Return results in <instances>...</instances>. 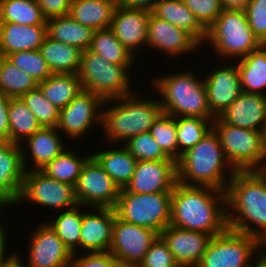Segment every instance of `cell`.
Masks as SVG:
<instances>
[{
    "label": "cell",
    "instance_id": "cell-1",
    "mask_svg": "<svg viewBox=\"0 0 266 267\" xmlns=\"http://www.w3.org/2000/svg\"><path fill=\"white\" fill-rule=\"evenodd\" d=\"M170 225L212 236L228 228L225 191L176 183L171 195Z\"/></svg>",
    "mask_w": 266,
    "mask_h": 267
},
{
    "label": "cell",
    "instance_id": "cell-2",
    "mask_svg": "<svg viewBox=\"0 0 266 267\" xmlns=\"http://www.w3.org/2000/svg\"><path fill=\"white\" fill-rule=\"evenodd\" d=\"M225 194L228 228L266 246V176L261 171H236Z\"/></svg>",
    "mask_w": 266,
    "mask_h": 267
},
{
    "label": "cell",
    "instance_id": "cell-3",
    "mask_svg": "<svg viewBox=\"0 0 266 267\" xmlns=\"http://www.w3.org/2000/svg\"><path fill=\"white\" fill-rule=\"evenodd\" d=\"M226 168L229 171L228 179ZM235 172L214 129L197 145L183 153L177 161V181L188 186H208L226 191Z\"/></svg>",
    "mask_w": 266,
    "mask_h": 267
},
{
    "label": "cell",
    "instance_id": "cell-4",
    "mask_svg": "<svg viewBox=\"0 0 266 267\" xmlns=\"http://www.w3.org/2000/svg\"><path fill=\"white\" fill-rule=\"evenodd\" d=\"M139 95L141 96L133 92L104 101L100 126L107 143L113 141L121 144L124 141L125 144L131 137L150 131L153 123L163 113L159 100H150L149 97L144 100ZM105 106L107 108L104 109Z\"/></svg>",
    "mask_w": 266,
    "mask_h": 267
},
{
    "label": "cell",
    "instance_id": "cell-5",
    "mask_svg": "<svg viewBox=\"0 0 266 267\" xmlns=\"http://www.w3.org/2000/svg\"><path fill=\"white\" fill-rule=\"evenodd\" d=\"M157 78V79H156ZM190 70L153 78L152 85L161 96L163 113L173 117L215 119L211 114L203 79Z\"/></svg>",
    "mask_w": 266,
    "mask_h": 267
},
{
    "label": "cell",
    "instance_id": "cell-6",
    "mask_svg": "<svg viewBox=\"0 0 266 267\" xmlns=\"http://www.w3.org/2000/svg\"><path fill=\"white\" fill-rule=\"evenodd\" d=\"M206 41L223 60L237 58L239 61L262 45L250 28L243 9L224 8L207 29Z\"/></svg>",
    "mask_w": 266,
    "mask_h": 267
},
{
    "label": "cell",
    "instance_id": "cell-7",
    "mask_svg": "<svg viewBox=\"0 0 266 267\" xmlns=\"http://www.w3.org/2000/svg\"><path fill=\"white\" fill-rule=\"evenodd\" d=\"M133 65H117L87 49L82 51L78 77L85 91L104 101L133 93L129 69Z\"/></svg>",
    "mask_w": 266,
    "mask_h": 267
},
{
    "label": "cell",
    "instance_id": "cell-8",
    "mask_svg": "<svg viewBox=\"0 0 266 267\" xmlns=\"http://www.w3.org/2000/svg\"><path fill=\"white\" fill-rule=\"evenodd\" d=\"M213 129L220 137L229 164L236 171H261L265 168L263 131L236 127L220 117L213 120Z\"/></svg>",
    "mask_w": 266,
    "mask_h": 267
},
{
    "label": "cell",
    "instance_id": "cell-9",
    "mask_svg": "<svg viewBox=\"0 0 266 267\" xmlns=\"http://www.w3.org/2000/svg\"><path fill=\"white\" fill-rule=\"evenodd\" d=\"M172 193H133L120 189L116 215L131 224L142 226L160 234L171 219Z\"/></svg>",
    "mask_w": 266,
    "mask_h": 267
},
{
    "label": "cell",
    "instance_id": "cell-10",
    "mask_svg": "<svg viewBox=\"0 0 266 267\" xmlns=\"http://www.w3.org/2000/svg\"><path fill=\"white\" fill-rule=\"evenodd\" d=\"M263 248L258 238L227 228L212 237L197 267H254Z\"/></svg>",
    "mask_w": 266,
    "mask_h": 267
},
{
    "label": "cell",
    "instance_id": "cell-11",
    "mask_svg": "<svg viewBox=\"0 0 266 267\" xmlns=\"http://www.w3.org/2000/svg\"><path fill=\"white\" fill-rule=\"evenodd\" d=\"M30 201L50 209H70L78 205L75 188L47 176L41 170L27 171L16 204Z\"/></svg>",
    "mask_w": 266,
    "mask_h": 267
},
{
    "label": "cell",
    "instance_id": "cell-12",
    "mask_svg": "<svg viewBox=\"0 0 266 267\" xmlns=\"http://www.w3.org/2000/svg\"><path fill=\"white\" fill-rule=\"evenodd\" d=\"M75 188V198L82 208L114 209L120 188L91 156L84 164Z\"/></svg>",
    "mask_w": 266,
    "mask_h": 267
},
{
    "label": "cell",
    "instance_id": "cell-13",
    "mask_svg": "<svg viewBox=\"0 0 266 267\" xmlns=\"http://www.w3.org/2000/svg\"><path fill=\"white\" fill-rule=\"evenodd\" d=\"M104 100L89 91L82 90L66 107L59 110L57 130L65 137L80 139L94 123L102 124ZM92 125V126H91Z\"/></svg>",
    "mask_w": 266,
    "mask_h": 267
},
{
    "label": "cell",
    "instance_id": "cell-14",
    "mask_svg": "<svg viewBox=\"0 0 266 267\" xmlns=\"http://www.w3.org/2000/svg\"><path fill=\"white\" fill-rule=\"evenodd\" d=\"M158 236L156 231L131 224L116 215L109 253L121 264L137 267Z\"/></svg>",
    "mask_w": 266,
    "mask_h": 267
},
{
    "label": "cell",
    "instance_id": "cell-15",
    "mask_svg": "<svg viewBox=\"0 0 266 267\" xmlns=\"http://www.w3.org/2000/svg\"><path fill=\"white\" fill-rule=\"evenodd\" d=\"M175 160L137 161L131 181L125 187L133 193H172L177 183Z\"/></svg>",
    "mask_w": 266,
    "mask_h": 267
},
{
    "label": "cell",
    "instance_id": "cell-16",
    "mask_svg": "<svg viewBox=\"0 0 266 267\" xmlns=\"http://www.w3.org/2000/svg\"><path fill=\"white\" fill-rule=\"evenodd\" d=\"M30 237L26 267H63L72 262L73 253L46 222H41Z\"/></svg>",
    "mask_w": 266,
    "mask_h": 267
},
{
    "label": "cell",
    "instance_id": "cell-17",
    "mask_svg": "<svg viewBox=\"0 0 266 267\" xmlns=\"http://www.w3.org/2000/svg\"><path fill=\"white\" fill-rule=\"evenodd\" d=\"M223 65V66H222ZM216 65L203 78L211 114L216 118L239 97L242 92L240 74L237 65ZM230 65V66H229Z\"/></svg>",
    "mask_w": 266,
    "mask_h": 267
},
{
    "label": "cell",
    "instance_id": "cell-18",
    "mask_svg": "<svg viewBox=\"0 0 266 267\" xmlns=\"http://www.w3.org/2000/svg\"><path fill=\"white\" fill-rule=\"evenodd\" d=\"M159 236L180 267H197L212 235L168 225Z\"/></svg>",
    "mask_w": 266,
    "mask_h": 267
},
{
    "label": "cell",
    "instance_id": "cell-19",
    "mask_svg": "<svg viewBox=\"0 0 266 267\" xmlns=\"http://www.w3.org/2000/svg\"><path fill=\"white\" fill-rule=\"evenodd\" d=\"M151 11L126 8L117 5L114 9L110 29L121 44L133 55L142 45H147L148 20Z\"/></svg>",
    "mask_w": 266,
    "mask_h": 267
},
{
    "label": "cell",
    "instance_id": "cell-20",
    "mask_svg": "<svg viewBox=\"0 0 266 267\" xmlns=\"http://www.w3.org/2000/svg\"><path fill=\"white\" fill-rule=\"evenodd\" d=\"M173 56L196 51L200 44L186 31L174 26L166 20L155 17L152 13L148 20L147 45Z\"/></svg>",
    "mask_w": 266,
    "mask_h": 267
},
{
    "label": "cell",
    "instance_id": "cell-21",
    "mask_svg": "<svg viewBox=\"0 0 266 267\" xmlns=\"http://www.w3.org/2000/svg\"><path fill=\"white\" fill-rule=\"evenodd\" d=\"M25 173L20 145L0 141V206L16 204Z\"/></svg>",
    "mask_w": 266,
    "mask_h": 267
},
{
    "label": "cell",
    "instance_id": "cell-22",
    "mask_svg": "<svg viewBox=\"0 0 266 267\" xmlns=\"http://www.w3.org/2000/svg\"><path fill=\"white\" fill-rule=\"evenodd\" d=\"M91 210L90 212L83 211L80 248L83 251L85 249L86 253L109 252L116 212L112 208L92 207Z\"/></svg>",
    "mask_w": 266,
    "mask_h": 267
},
{
    "label": "cell",
    "instance_id": "cell-23",
    "mask_svg": "<svg viewBox=\"0 0 266 267\" xmlns=\"http://www.w3.org/2000/svg\"><path fill=\"white\" fill-rule=\"evenodd\" d=\"M220 118L243 129L266 130V95L241 92Z\"/></svg>",
    "mask_w": 266,
    "mask_h": 267
},
{
    "label": "cell",
    "instance_id": "cell-24",
    "mask_svg": "<svg viewBox=\"0 0 266 267\" xmlns=\"http://www.w3.org/2000/svg\"><path fill=\"white\" fill-rule=\"evenodd\" d=\"M62 139L56 127H42L35 134L25 139L20 144L25 171L41 170L61 154L65 150V143H63ZM23 144H27L29 155L28 152L24 151ZM28 158L33 163L31 164L33 167H29Z\"/></svg>",
    "mask_w": 266,
    "mask_h": 267
},
{
    "label": "cell",
    "instance_id": "cell-25",
    "mask_svg": "<svg viewBox=\"0 0 266 267\" xmlns=\"http://www.w3.org/2000/svg\"><path fill=\"white\" fill-rule=\"evenodd\" d=\"M47 36V25L0 23V56L18 51L39 50Z\"/></svg>",
    "mask_w": 266,
    "mask_h": 267
},
{
    "label": "cell",
    "instance_id": "cell-26",
    "mask_svg": "<svg viewBox=\"0 0 266 267\" xmlns=\"http://www.w3.org/2000/svg\"><path fill=\"white\" fill-rule=\"evenodd\" d=\"M151 13L189 33L200 45L205 43L207 30L186 7L183 0H159Z\"/></svg>",
    "mask_w": 266,
    "mask_h": 267
},
{
    "label": "cell",
    "instance_id": "cell-27",
    "mask_svg": "<svg viewBox=\"0 0 266 267\" xmlns=\"http://www.w3.org/2000/svg\"><path fill=\"white\" fill-rule=\"evenodd\" d=\"M116 6V0H72L69 16L94 31L106 29Z\"/></svg>",
    "mask_w": 266,
    "mask_h": 267
},
{
    "label": "cell",
    "instance_id": "cell-28",
    "mask_svg": "<svg viewBox=\"0 0 266 267\" xmlns=\"http://www.w3.org/2000/svg\"><path fill=\"white\" fill-rule=\"evenodd\" d=\"M39 51L53 74L78 73L82 54L79 48L51 39L47 35Z\"/></svg>",
    "mask_w": 266,
    "mask_h": 267
},
{
    "label": "cell",
    "instance_id": "cell-29",
    "mask_svg": "<svg viewBox=\"0 0 266 267\" xmlns=\"http://www.w3.org/2000/svg\"><path fill=\"white\" fill-rule=\"evenodd\" d=\"M236 60L240 74L241 89L246 93L266 95V44L253 50L249 55Z\"/></svg>",
    "mask_w": 266,
    "mask_h": 267
},
{
    "label": "cell",
    "instance_id": "cell-30",
    "mask_svg": "<svg viewBox=\"0 0 266 267\" xmlns=\"http://www.w3.org/2000/svg\"><path fill=\"white\" fill-rule=\"evenodd\" d=\"M91 153L92 156L103 167L104 171L113 179L120 188H125L131 181L135 171L137 160L123 146L115 149Z\"/></svg>",
    "mask_w": 266,
    "mask_h": 267
},
{
    "label": "cell",
    "instance_id": "cell-31",
    "mask_svg": "<svg viewBox=\"0 0 266 267\" xmlns=\"http://www.w3.org/2000/svg\"><path fill=\"white\" fill-rule=\"evenodd\" d=\"M47 35L56 41L84 51L89 49L94 30L76 22L71 16L47 19Z\"/></svg>",
    "mask_w": 266,
    "mask_h": 267
},
{
    "label": "cell",
    "instance_id": "cell-32",
    "mask_svg": "<svg viewBox=\"0 0 266 267\" xmlns=\"http://www.w3.org/2000/svg\"><path fill=\"white\" fill-rule=\"evenodd\" d=\"M43 96L58 110L66 107L82 90V84L77 74H51L38 83Z\"/></svg>",
    "mask_w": 266,
    "mask_h": 267
},
{
    "label": "cell",
    "instance_id": "cell-33",
    "mask_svg": "<svg viewBox=\"0 0 266 267\" xmlns=\"http://www.w3.org/2000/svg\"><path fill=\"white\" fill-rule=\"evenodd\" d=\"M42 126L21 97H10L9 141L20 145L35 134Z\"/></svg>",
    "mask_w": 266,
    "mask_h": 267
},
{
    "label": "cell",
    "instance_id": "cell-34",
    "mask_svg": "<svg viewBox=\"0 0 266 267\" xmlns=\"http://www.w3.org/2000/svg\"><path fill=\"white\" fill-rule=\"evenodd\" d=\"M0 23L47 25L36 0H0Z\"/></svg>",
    "mask_w": 266,
    "mask_h": 267
},
{
    "label": "cell",
    "instance_id": "cell-35",
    "mask_svg": "<svg viewBox=\"0 0 266 267\" xmlns=\"http://www.w3.org/2000/svg\"><path fill=\"white\" fill-rule=\"evenodd\" d=\"M91 156V154H88L81 157L74 151L65 149L41 171L57 181L68 183L75 187L84 164Z\"/></svg>",
    "mask_w": 266,
    "mask_h": 267
},
{
    "label": "cell",
    "instance_id": "cell-36",
    "mask_svg": "<svg viewBox=\"0 0 266 267\" xmlns=\"http://www.w3.org/2000/svg\"><path fill=\"white\" fill-rule=\"evenodd\" d=\"M89 50L117 65H133L135 57L121 44L110 28L94 31Z\"/></svg>",
    "mask_w": 266,
    "mask_h": 267
},
{
    "label": "cell",
    "instance_id": "cell-37",
    "mask_svg": "<svg viewBox=\"0 0 266 267\" xmlns=\"http://www.w3.org/2000/svg\"><path fill=\"white\" fill-rule=\"evenodd\" d=\"M80 204L59 213L56 219L46 222L72 253L80 250V231L83 211ZM78 248V249H77Z\"/></svg>",
    "mask_w": 266,
    "mask_h": 267
},
{
    "label": "cell",
    "instance_id": "cell-38",
    "mask_svg": "<svg viewBox=\"0 0 266 267\" xmlns=\"http://www.w3.org/2000/svg\"><path fill=\"white\" fill-rule=\"evenodd\" d=\"M38 86L27 72L19 69L6 57L0 56V93L8 97H21Z\"/></svg>",
    "mask_w": 266,
    "mask_h": 267
},
{
    "label": "cell",
    "instance_id": "cell-39",
    "mask_svg": "<svg viewBox=\"0 0 266 267\" xmlns=\"http://www.w3.org/2000/svg\"><path fill=\"white\" fill-rule=\"evenodd\" d=\"M214 119L176 117L178 160L181 155L197 145L213 129Z\"/></svg>",
    "mask_w": 266,
    "mask_h": 267
},
{
    "label": "cell",
    "instance_id": "cell-40",
    "mask_svg": "<svg viewBox=\"0 0 266 267\" xmlns=\"http://www.w3.org/2000/svg\"><path fill=\"white\" fill-rule=\"evenodd\" d=\"M151 136L162 151L171 159L178 161L176 117L162 113L150 128Z\"/></svg>",
    "mask_w": 266,
    "mask_h": 267
},
{
    "label": "cell",
    "instance_id": "cell-41",
    "mask_svg": "<svg viewBox=\"0 0 266 267\" xmlns=\"http://www.w3.org/2000/svg\"><path fill=\"white\" fill-rule=\"evenodd\" d=\"M42 127H57L59 110L47 100L37 86L21 96Z\"/></svg>",
    "mask_w": 266,
    "mask_h": 267
},
{
    "label": "cell",
    "instance_id": "cell-42",
    "mask_svg": "<svg viewBox=\"0 0 266 267\" xmlns=\"http://www.w3.org/2000/svg\"><path fill=\"white\" fill-rule=\"evenodd\" d=\"M124 147L137 161L174 160L160 148L150 132H144L128 139Z\"/></svg>",
    "mask_w": 266,
    "mask_h": 267
},
{
    "label": "cell",
    "instance_id": "cell-43",
    "mask_svg": "<svg viewBox=\"0 0 266 267\" xmlns=\"http://www.w3.org/2000/svg\"><path fill=\"white\" fill-rule=\"evenodd\" d=\"M6 58L19 69L31 75L38 83L53 74L39 50L18 51Z\"/></svg>",
    "mask_w": 266,
    "mask_h": 267
},
{
    "label": "cell",
    "instance_id": "cell-44",
    "mask_svg": "<svg viewBox=\"0 0 266 267\" xmlns=\"http://www.w3.org/2000/svg\"><path fill=\"white\" fill-rule=\"evenodd\" d=\"M183 2L206 30L224 9L221 0H183Z\"/></svg>",
    "mask_w": 266,
    "mask_h": 267
},
{
    "label": "cell",
    "instance_id": "cell-45",
    "mask_svg": "<svg viewBox=\"0 0 266 267\" xmlns=\"http://www.w3.org/2000/svg\"><path fill=\"white\" fill-rule=\"evenodd\" d=\"M137 267H180L163 239L158 236Z\"/></svg>",
    "mask_w": 266,
    "mask_h": 267
},
{
    "label": "cell",
    "instance_id": "cell-46",
    "mask_svg": "<svg viewBox=\"0 0 266 267\" xmlns=\"http://www.w3.org/2000/svg\"><path fill=\"white\" fill-rule=\"evenodd\" d=\"M244 10L255 36L266 44V0H251Z\"/></svg>",
    "mask_w": 266,
    "mask_h": 267
},
{
    "label": "cell",
    "instance_id": "cell-47",
    "mask_svg": "<svg viewBox=\"0 0 266 267\" xmlns=\"http://www.w3.org/2000/svg\"><path fill=\"white\" fill-rule=\"evenodd\" d=\"M76 267H118L121 263L109 252H90L84 255L73 253Z\"/></svg>",
    "mask_w": 266,
    "mask_h": 267
},
{
    "label": "cell",
    "instance_id": "cell-48",
    "mask_svg": "<svg viewBox=\"0 0 266 267\" xmlns=\"http://www.w3.org/2000/svg\"><path fill=\"white\" fill-rule=\"evenodd\" d=\"M46 19L69 15L72 0H36Z\"/></svg>",
    "mask_w": 266,
    "mask_h": 267
},
{
    "label": "cell",
    "instance_id": "cell-49",
    "mask_svg": "<svg viewBox=\"0 0 266 267\" xmlns=\"http://www.w3.org/2000/svg\"><path fill=\"white\" fill-rule=\"evenodd\" d=\"M10 97L0 93V141H9Z\"/></svg>",
    "mask_w": 266,
    "mask_h": 267
},
{
    "label": "cell",
    "instance_id": "cell-50",
    "mask_svg": "<svg viewBox=\"0 0 266 267\" xmlns=\"http://www.w3.org/2000/svg\"><path fill=\"white\" fill-rule=\"evenodd\" d=\"M117 5L126 8L145 9L151 11L159 0H116Z\"/></svg>",
    "mask_w": 266,
    "mask_h": 267
},
{
    "label": "cell",
    "instance_id": "cell-51",
    "mask_svg": "<svg viewBox=\"0 0 266 267\" xmlns=\"http://www.w3.org/2000/svg\"><path fill=\"white\" fill-rule=\"evenodd\" d=\"M2 207H9V206H0V211L2 210ZM5 225L3 226V224L1 225L0 224V265L5 263V262H8L9 260H11L17 253H11L8 257H5L6 256V250L8 248H6L8 245H7V236H6V229L4 228Z\"/></svg>",
    "mask_w": 266,
    "mask_h": 267
},
{
    "label": "cell",
    "instance_id": "cell-52",
    "mask_svg": "<svg viewBox=\"0 0 266 267\" xmlns=\"http://www.w3.org/2000/svg\"><path fill=\"white\" fill-rule=\"evenodd\" d=\"M225 9H245L251 0H221Z\"/></svg>",
    "mask_w": 266,
    "mask_h": 267
},
{
    "label": "cell",
    "instance_id": "cell-53",
    "mask_svg": "<svg viewBox=\"0 0 266 267\" xmlns=\"http://www.w3.org/2000/svg\"><path fill=\"white\" fill-rule=\"evenodd\" d=\"M20 254H16L11 260L0 265V267H26L20 258Z\"/></svg>",
    "mask_w": 266,
    "mask_h": 267
},
{
    "label": "cell",
    "instance_id": "cell-54",
    "mask_svg": "<svg viewBox=\"0 0 266 267\" xmlns=\"http://www.w3.org/2000/svg\"><path fill=\"white\" fill-rule=\"evenodd\" d=\"M254 267H266V249L256 259Z\"/></svg>",
    "mask_w": 266,
    "mask_h": 267
},
{
    "label": "cell",
    "instance_id": "cell-55",
    "mask_svg": "<svg viewBox=\"0 0 266 267\" xmlns=\"http://www.w3.org/2000/svg\"><path fill=\"white\" fill-rule=\"evenodd\" d=\"M264 144H265V156H264V164L266 163V130L264 132ZM265 167H266V164H265Z\"/></svg>",
    "mask_w": 266,
    "mask_h": 267
},
{
    "label": "cell",
    "instance_id": "cell-56",
    "mask_svg": "<svg viewBox=\"0 0 266 267\" xmlns=\"http://www.w3.org/2000/svg\"><path fill=\"white\" fill-rule=\"evenodd\" d=\"M63 267H76V266H75V264H74L73 262H71L70 264L65 265V266H63Z\"/></svg>",
    "mask_w": 266,
    "mask_h": 267
},
{
    "label": "cell",
    "instance_id": "cell-57",
    "mask_svg": "<svg viewBox=\"0 0 266 267\" xmlns=\"http://www.w3.org/2000/svg\"><path fill=\"white\" fill-rule=\"evenodd\" d=\"M118 267H135V266H132V265H125V264H120Z\"/></svg>",
    "mask_w": 266,
    "mask_h": 267
},
{
    "label": "cell",
    "instance_id": "cell-58",
    "mask_svg": "<svg viewBox=\"0 0 266 267\" xmlns=\"http://www.w3.org/2000/svg\"><path fill=\"white\" fill-rule=\"evenodd\" d=\"M261 172L266 176V167L262 169Z\"/></svg>",
    "mask_w": 266,
    "mask_h": 267
}]
</instances>
